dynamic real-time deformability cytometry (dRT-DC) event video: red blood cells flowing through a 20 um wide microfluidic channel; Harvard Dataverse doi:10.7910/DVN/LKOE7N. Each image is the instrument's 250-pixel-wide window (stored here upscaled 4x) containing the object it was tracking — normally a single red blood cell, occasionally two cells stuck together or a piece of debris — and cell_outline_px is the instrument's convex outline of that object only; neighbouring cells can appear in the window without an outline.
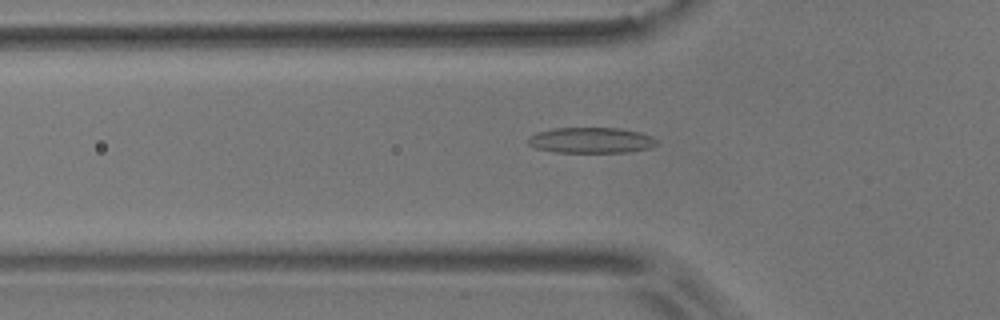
{"species": "common noctule bat (a hibernating species)", "species_latin": "Nyctalus noctula", "temperature_condition": "room temperature", "stored_images_in_passage": 33, "camera_frame_rate_fps": 3000, "um_per_image_px": 0.085, "animal": {"sex": "male", "body_mass_g": 17.9}, "frame": {"image": 1, "passage_image": 6, "time_ms": 1.667, "image_size_px": [1000, 320], "cell_outline_px": [[656, 144], [652, 148], [628, 152], [556, 152], [536, 148], [528, 144], [528, 136], [536, 132], [552, 128], [620, 128], [640, 132], [652, 136], [656, 140]], "centroid_in_image_um": [50.24, 11.92], "position_along_channel_um": 75.6, "area_um2": 19.36}}
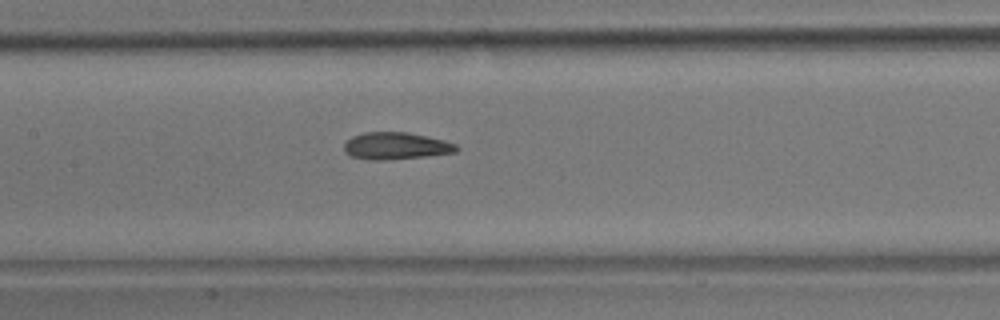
{"frame": {"image": 2, "passage_image": 14, "time_ms": 4.333, "image_size_px": [1000, 320], "cell_outline_px": [[460, 148], [456, 152], [424, 156], [384, 160], [368, 160], [348, 156], [344, 152], [344, 144], [352, 136], [364, 132], [408, 132], [428, 136], [444, 140], [456, 144]], "centroid_in_image_um": [33.63, 12.4], "position_along_channel_um": 173.8, "area_um2": 17.86}}
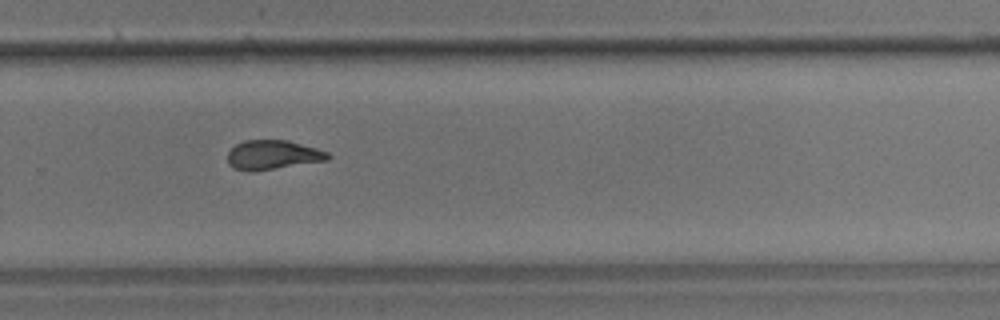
{"frame": {"image": 3, "passage_image": 25, "time_ms": 8.0, "image_size_px": [1000, 320], "cell_outline_px": [[332, 156], [328, 160], [252, 172], [244, 172], [232, 168], [228, 164], [228, 152], [236, 144], [244, 140], [288, 140], [316, 148], [328, 152]], "centroid_in_image_um": [23.16, 13.18], "position_along_channel_um": 306.6, "area_um2": 17.34}, "authors_computed_cell_mechanics": {"area_um2": 17.3978, "velocity_mm_per_s": 3.6452, "shape_relaxation_time_tau1_ms": null, "shape_relaxation_time_tau2_ms": 2.6925, "deformation_change_tau1": null, "deformation_change_tau2": 0.1128}}